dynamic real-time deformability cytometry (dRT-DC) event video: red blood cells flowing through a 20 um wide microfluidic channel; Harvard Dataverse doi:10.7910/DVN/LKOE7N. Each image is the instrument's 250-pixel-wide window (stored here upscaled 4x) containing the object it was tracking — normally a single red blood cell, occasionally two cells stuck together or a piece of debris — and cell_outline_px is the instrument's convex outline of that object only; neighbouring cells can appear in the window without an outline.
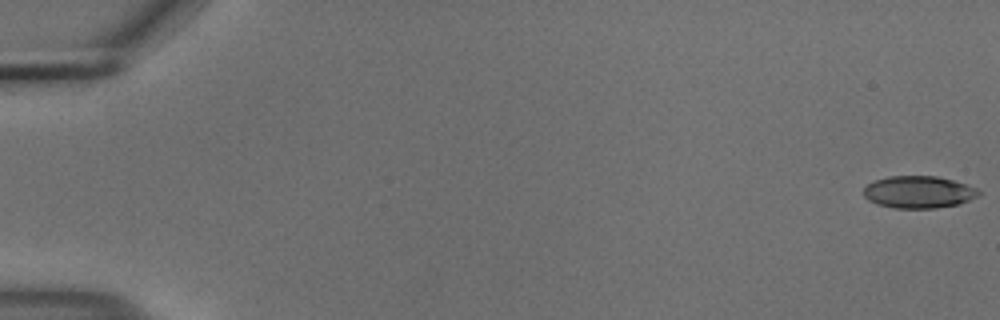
{"species": "common noctule bat (a hibernating species)", "species_latin": "Nyctalus noctula", "temperature_condition": "cold", "stored_images_in_passage": 55, "camera_frame_rate_fps": 3000, "um_per_image_px": 0.085, "animal": {"sex": "male", "body_mass_g": 18.8}, "frame": {"image": 1, "passage_image": 1, "time_ms": 0.0, "image_size_px": [1000, 320], "cell_outline_px": [[980, 196], [956, 204], [936, 208], [892, 208], [876, 204], [868, 200], [864, 196], [864, 188], [868, 184], [876, 180], [888, 176], [936, 176], [952, 180], [976, 188], [980, 192]], "centroid_in_image_um": [78.05, 16.33], "position_along_channel_um": 6.9, "area_um2": 21.44}}
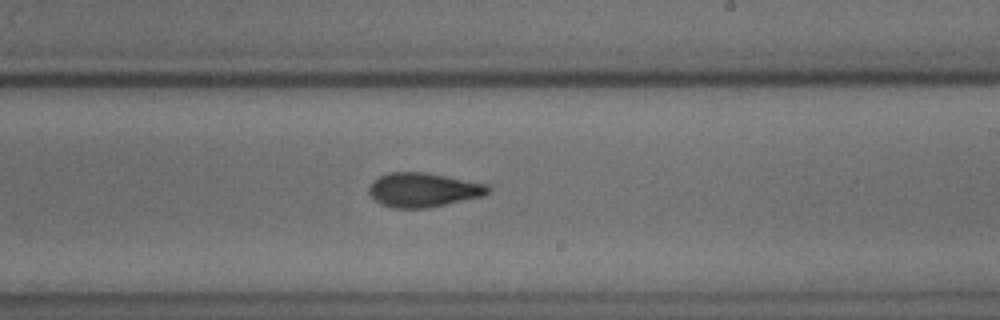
{"frame": {"image": 2, "passage_image": 34, "time_ms": 11.0, "image_size_px": [1000, 320], "cell_outline_px": [[492, 188], [484, 196], [428, 208], [392, 208], [376, 200], [368, 192], [368, 188], [372, 180], [388, 172], [428, 172], [488, 184]], "centroid_in_image_um": [36.0, 16.13], "position_along_channel_um": 253.0, "area_um2": 23.93}}
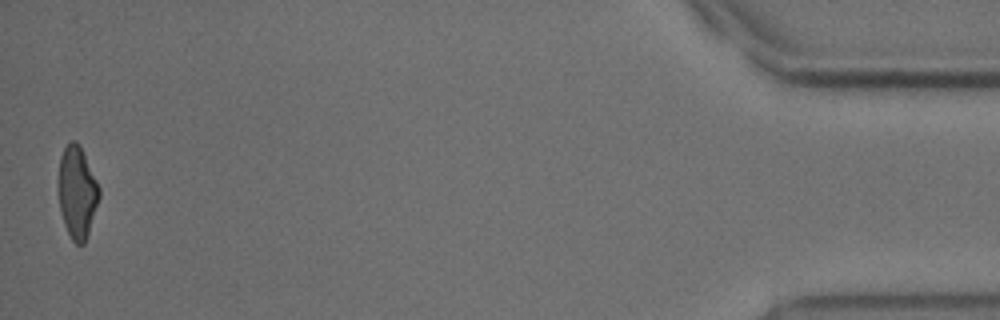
{"frame": {"image": 3, "passage_image": 55, "time_ms": 18.0, "image_size_px": [1000, 320], "cell_outline_px": [[100, 196], [84, 244], [76, 244], [72, 240], [64, 224], [60, 212], [56, 188], [60, 156], [64, 148], [72, 140], [80, 148], [100, 188]], "centroid_in_image_um": [6.51, 16.38], "position_along_channel_um": 428.7, "area_um2": 21.73}, "authors_computed_cell_mechanics": {"area_um2": 23.0622, "velocity_mm_per_s": 3.7113, "shape_relaxation_time_tau1_ms": 5.4522, "shape_relaxation_time_tau2_ms": 2.3606, "deformation_change_tau1": 0.1646, "deformation_change_tau2": 0.0978}}